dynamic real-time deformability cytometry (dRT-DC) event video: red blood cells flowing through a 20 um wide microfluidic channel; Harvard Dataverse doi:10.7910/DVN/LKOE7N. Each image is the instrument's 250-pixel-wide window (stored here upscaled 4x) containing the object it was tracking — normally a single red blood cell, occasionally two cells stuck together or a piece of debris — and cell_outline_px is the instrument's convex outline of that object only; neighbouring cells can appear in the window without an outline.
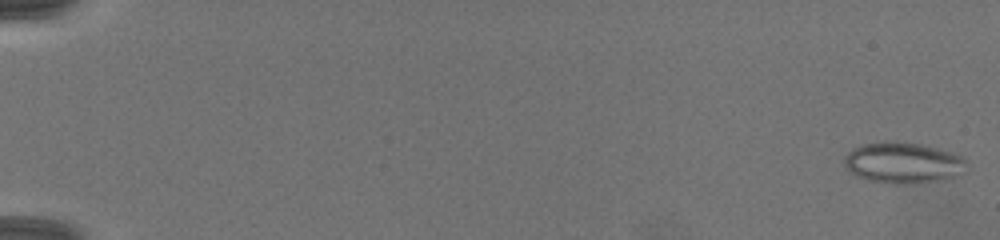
{"species": "common noctule bat (a hibernating species)", "species_latin": "Nyctalus noctula", "temperature_condition": "warm", "stored_images_in_passage": 63, "camera_frame_rate_fps": 3000, "um_per_image_px": 0.085, "animal": {"sex": "female", "body_mass_g": 19.5, "forearm_length_mm": 54.1}, "frame": {"image": 1, "passage_image": 1, "time_ms": 0.0, "image_size_px": [1000, 240], "cell_outline_px": [[964, 172], [916, 184], [896, 184], [868, 180], [856, 176], [848, 172], [844, 168], [844, 156], [852, 148], [864, 144], [920, 144], [936, 148], [960, 156], [964, 160]], "centroid_in_image_um": [76.65, 13.87], "position_along_channel_um": 8.4, "area_um2": 28.03}}
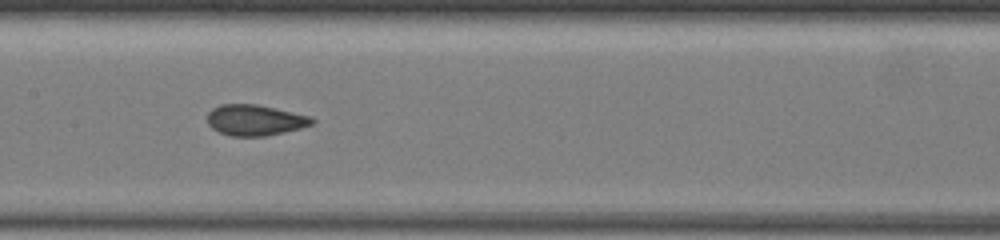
{"frame": {"image": 2, "passage_image": 43, "time_ms": 9.0, "image_size_px": [1000, 240], "cell_outline_px": [[316, 120], [312, 124], [300, 128], [284, 132], [264, 136], [232, 136], [220, 132], [212, 128], [208, 124], [208, 112], [212, 108], [220, 104], [256, 104], [312, 116]], "centroid_in_image_um": [21.68, 10.2], "position_along_channel_um": 185.7, "area_um2": 18.79}}
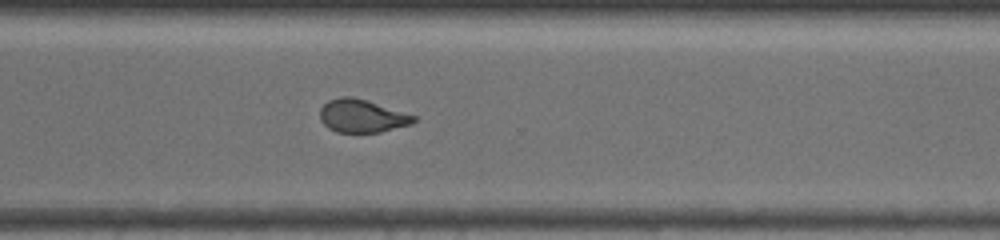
{"frame": {"image": 3, "passage_image": 62, "time_ms": 12.667, "image_size_px": [1000, 240], "cell_outline_px": [[416, 120], [412, 124], [380, 132], [336, 132], [328, 128], [320, 120], [320, 108], [328, 100], [340, 96], [352, 96], [416, 116]], "centroid_in_image_um": [30.73, 9.86], "position_along_channel_um": 339.9, "area_um2": 17.92}}